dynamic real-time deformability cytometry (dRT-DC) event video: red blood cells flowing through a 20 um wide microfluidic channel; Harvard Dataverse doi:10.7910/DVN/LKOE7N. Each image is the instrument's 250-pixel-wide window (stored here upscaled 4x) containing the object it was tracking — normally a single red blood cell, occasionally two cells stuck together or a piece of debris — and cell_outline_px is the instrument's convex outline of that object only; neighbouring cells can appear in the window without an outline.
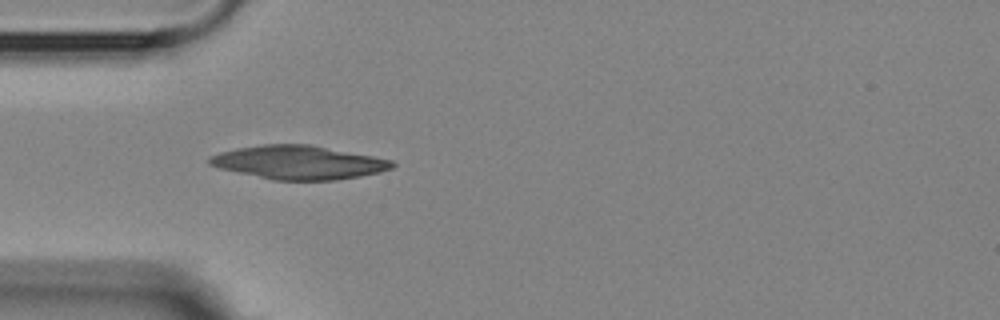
{"species": "Egyptian fruit bat (a non-hibernating species)", "species_latin": "Rousettus aegyptiacus", "temperature_condition": "room temperature", "stored_images_in_passage": 11, "camera_frame_rate_fps": 3000, "um_per_image_px": 0.085, "animal": {"sex": "female"}, "frame": {"image": 1, "passage_image": 1, "time_ms": 0.0, "image_size_px": [1000, 320], "cell_outline_px": [[396, 164], [392, 168], [380, 172], [360, 176], [336, 180], [272, 180], [220, 168], [208, 164], [208, 156], [220, 152], [236, 148], [260, 144], [312, 144], [392, 160]], "centroid_in_image_um": [25.37, 13.8], "position_along_channel_um": 59.6, "area_um2": 35.89}}
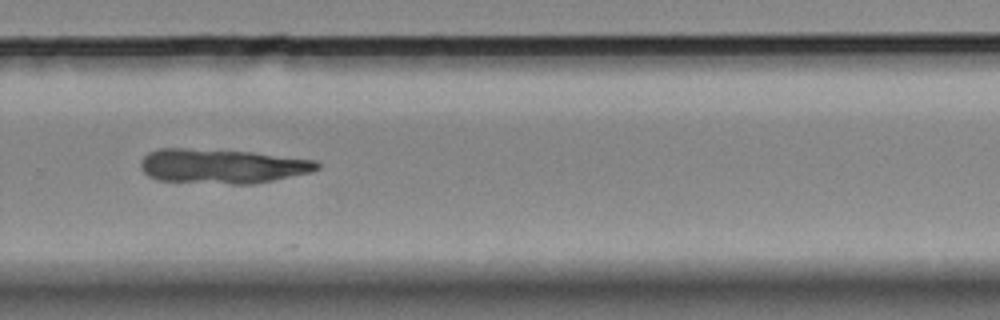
{"frame": {"image": 2, "passage_image": 7, "time_ms": 7.0, "image_size_px": [1000, 320], "cell_outline_px": [[320, 168], [308, 172], [256, 184], [232, 184], [156, 180], [148, 176], [140, 168], [140, 160], [148, 152], [160, 148], [184, 148], [252, 152], [316, 160], [320, 164]], "centroid_in_image_um": [18.83, 14.12], "position_along_channel_um": 311.0, "area_um2": 35.49}}
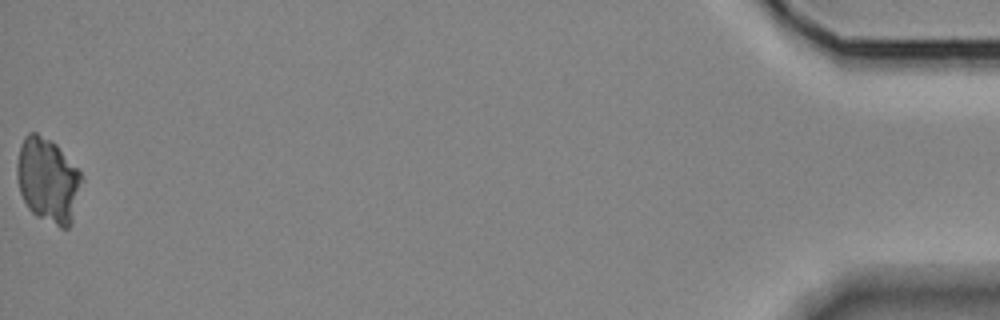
{"frame": {"image": 3, "passage_image": 11, "time_ms": 13.0, "image_size_px": [1000, 320], "cell_outline_px": [[84, 180], [72, 224], [68, 228], [60, 228], [36, 216], [28, 208], [20, 192], [16, 176], [16, 164], [20, 148], [24, 136], [28, 132], [36, 132], [52, 140], [56, 144], [80, 172]], "centroid_in_image_um": [4.09, 15.34], "position_along_channel_um": 431.1, "area_um2": 32.43}}